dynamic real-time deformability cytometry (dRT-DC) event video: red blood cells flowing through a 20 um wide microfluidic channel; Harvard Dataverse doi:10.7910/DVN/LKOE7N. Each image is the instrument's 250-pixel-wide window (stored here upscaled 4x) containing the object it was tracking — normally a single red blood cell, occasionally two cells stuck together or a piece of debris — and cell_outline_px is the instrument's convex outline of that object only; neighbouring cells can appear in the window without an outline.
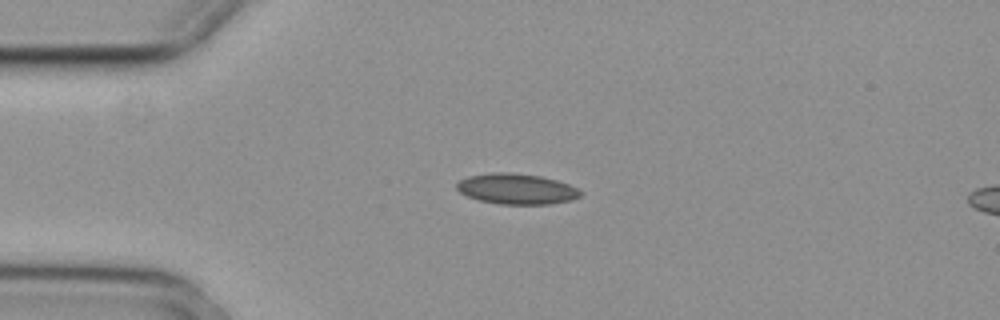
{"species": "common noctule bat (a hibernating species)", "species_latin": "Nyctalus noctula", "temperature_condition": "cold", "stored_images_in_passage": 5, "camera_frame_rate_fps": 3000, "um_per_image_px": 0.085, "animal": {"sex": "female", "body_mass_g": 29.2, "forearm_length_mm": 56.3}, "frame": {"image": 1, "passage_image": 1, "time_ms": 0.0, "image_size_px": [1000, 320], "cell_outline_px": [[584, 192], [580, 196], [572, 200], [548, 204], [500, 204], [480, 200], [468, 196], [460, 192], [456, 188], [456, 184], [460, 180], [468, 176], [492, 172], [508, 172], [540, 176], [556, 180], [568, 184]], "centroid_in_image_um": [43.91, 16.05], "position_along_channel_um": 41.1, "area_um2": 21.96}}
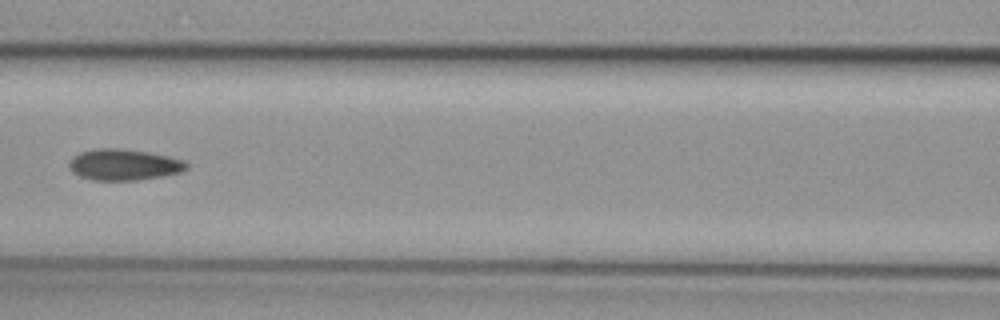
{"frame": {"image": 2, "passage_image": 4, "time_ms": 1.0, "image_size_px": [1000, 320], "cell_outline_px": [[188, 168], [180, 172], [140, 180], [92, 180], [80, 176], [72, 172], [68, 168], [68, 160], [72, 156], [80, 152], [96, 148], [116, 148], [148, 152], [168, 156], [184, 160], [188, 164]], "centroid_in_image_um": [10.48, 13.99], "position_along_channel_um": 156.1, "area_um2": 21.44}}
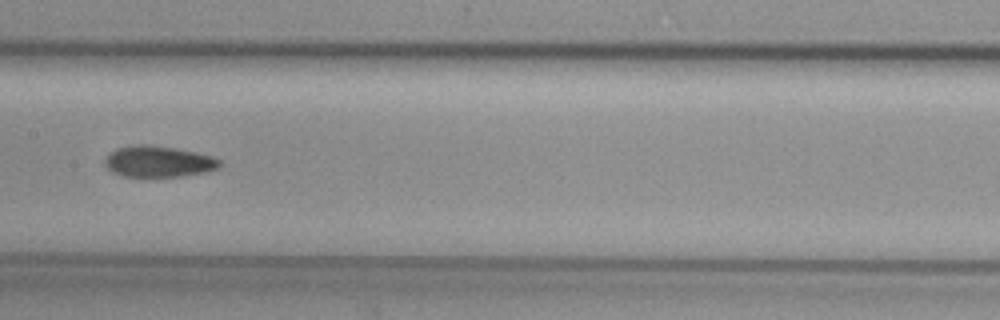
{"frame": {"image": 3, "passage_image": 5, "time_ms": 1.333, "image_size_px": [1000, 320], "cell_outline_px": [[220, 168], [204, 172], [180, 176], [124, 176], [112, 172], [104, 164], [104, 160], [116, 148], [136, 144], [148, 144], [176, 148], [196, 152], [212, 156], [220, 160]], "centroid_in_image_um": [13.47, 13.72], "position_along_channel_um": 193.9, "area_um2": 20.75}}